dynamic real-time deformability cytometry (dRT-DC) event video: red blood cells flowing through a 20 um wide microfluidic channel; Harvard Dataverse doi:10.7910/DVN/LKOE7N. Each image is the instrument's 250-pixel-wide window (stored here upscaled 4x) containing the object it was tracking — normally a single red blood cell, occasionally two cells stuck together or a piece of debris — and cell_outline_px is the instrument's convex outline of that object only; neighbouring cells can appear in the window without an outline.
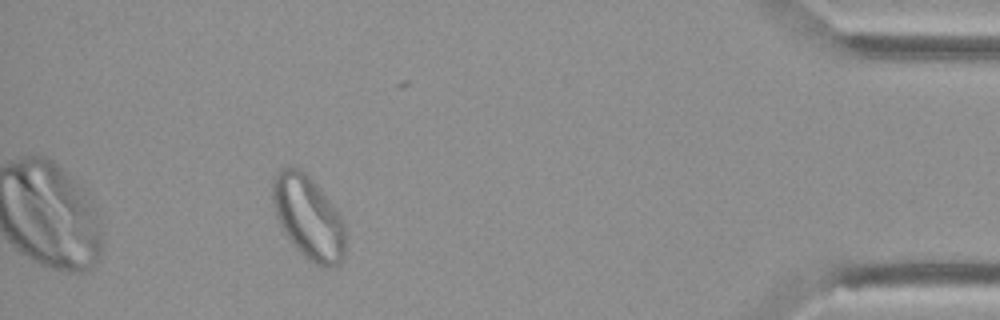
{"species": "Egyptian fruit bat (a non-hibernating species)", "species_latin": "Rousettus aegyptiacus", "temperature_condition": "cold", "stored_images_in_passage": 39, "camera_frame_rate_fps": 3000, "um_per_image_px": 0.085, "animal": {"sex": "female"}, "frame": {"image": 1, "passage_image": 34, "time_ms": 11.0, "image_size_px": [1000, 320], "cell_outline_px": [[344, 256], [340, 264], [332, 268], [324, 268], [312, 264], [288, 240], [276, 216], [272, 200], [272, 180], [276, 172], [280, 168], [300, 168], [316, 184], [336, 208], [344, 224]], "centroid_in_image_um": [26.2, 18.52], "position_along_channel_um": 409.0, "area_um2": 35.49}, "authors_computed_cell_mechanics": {"area_um2": 26.8192, "velocity_mm_per_s": 3.7428, "shape_relaxation_time_tau1_ms": null, "shape_relaxation_time_tau2_ms": 1.4212, "deformation_change_tau1": null, "deformation_change_tau2": 0.0736}}